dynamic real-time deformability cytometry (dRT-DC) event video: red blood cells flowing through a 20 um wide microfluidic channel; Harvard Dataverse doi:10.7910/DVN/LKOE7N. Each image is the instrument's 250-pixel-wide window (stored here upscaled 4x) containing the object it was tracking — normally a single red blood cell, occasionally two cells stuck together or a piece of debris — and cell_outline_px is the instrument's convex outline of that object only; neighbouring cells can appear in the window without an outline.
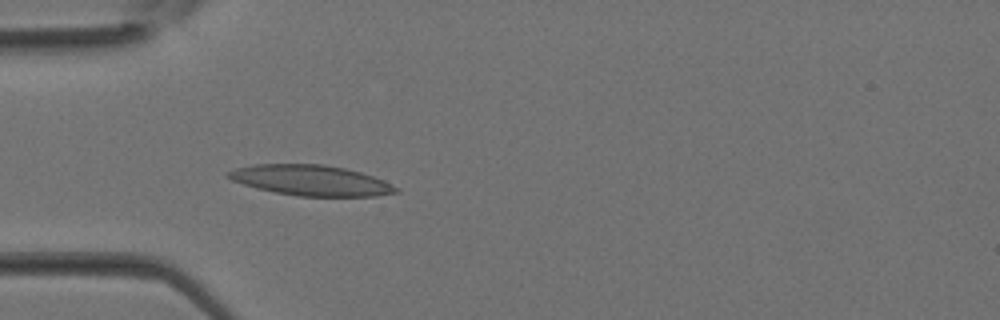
{"species": "Egyptian fruit bat (a non-hibernating species)", "species_latin": "Rousettus aegyptiacus", "temperature_condition": "room temperature", "stored_images_in_passage": 37, "camera_frame_rate_fps": 3000, "um_per_image_px": 0.085, "animal": {"sex": "female"}, "frame": {"image": 1, "passage_image": 11, "time_ms": 3.333, "image_size_px": [1000, 320], "cell_outline_px": [[400, 192], [376, 196], [300, 196], [276, 192], [256, 188], [232, 180], [224, 176], [228, 172], [236, 168], [256, 164], [324, 164], [344, 168], [360, 172], [384, 180], [400, 188]], "centroid_in_image_um": [26.46, 15.33], "position_along_channel_um": 58.5, "area_um2": 29.71}}
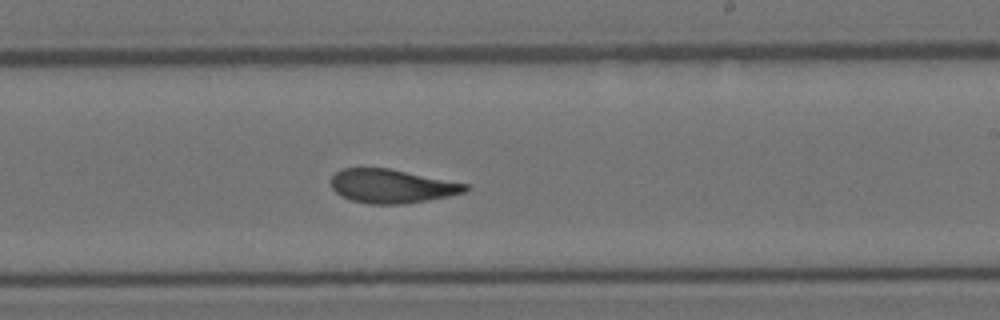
{"frame": {"image": 2, "passage_image": 22, "time_ms": 7.0, "image_size_px": [1000, 320], "cell_outline_px": [[468, 188], [464, 192], [448, 196], [428, 200], [404, 204], [368, 204], [352, 200], [340, 196], [332, 188], [332, 176], [340, 168], [388, 168], [468, 184]], "centroid_in_image_um": [33.27, 15.82], "position_along_channel_um": 255.7, "area_um2": 26.3}}
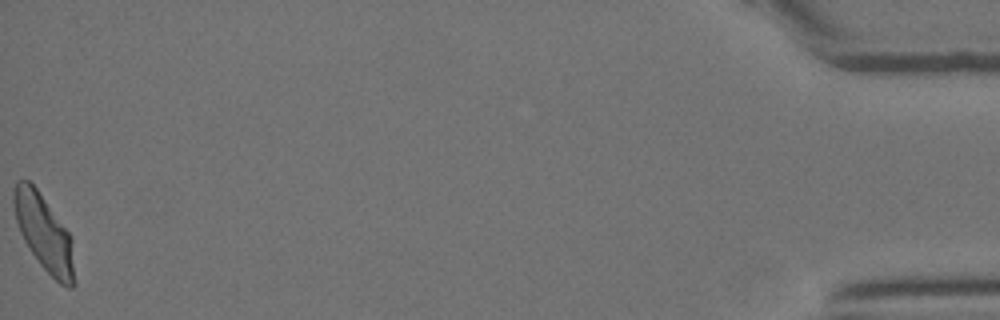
{"frame": {"image": 3, "passage_image": 37, "time_ms": 12.0, "image_size_px": [1000, 320], "cell_outline_px": [[76, 284], [72, 288], [68, 288], [60, 284], [40, 264], [28, 248], [20, 232], [16, 220], [12, 200], [12, 192], [16, 184], [20, 180], [28, 180], [36, 188], [72, 236]], "centroid_in_image_um": [3.77, 19.84], "position_along_channel_um": 431.4, "area_um2": 26.99}}